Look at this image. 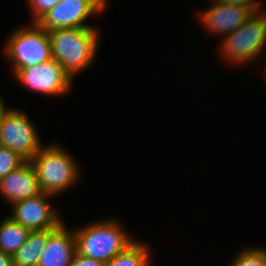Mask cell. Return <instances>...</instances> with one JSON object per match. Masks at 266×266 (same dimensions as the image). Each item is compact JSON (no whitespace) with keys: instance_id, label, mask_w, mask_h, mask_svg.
Wrapping results in <instances>:
<instances>
[{"instance_id":"obj_1","label":"cell","mask_w":266,"mask_h":266,"mask_svg":"<svg viewBox=\"0 0 266 266\" xmlns=\"http://www.w3.org/2000/svg\"><path fill=\"white\" fill-rule=\"evenodd\" d=\"M52 58L73 78L95 62L100 34L96 28H68L48 31Z\"/></svg>"},{"instance_id":"obj_2","label":"cell","mask_w":266,"mask_h":266,"mask_svg":"<svg viewBox=\"0 0 266 266\" xmlns=\"http://www.w3.org/2000/svg\"><path fill=\"white\" fill-rule=\"evenodd\" d=\"M77 254L107 263L124 251L135 239L115 219L75 227Z\"/></svg>"},{"instance_id":"obj_3","label":"cell","mask_w":266,"mask_h":266,"mask_svg":"<svg viewBox=\"0 0 266 266\" xmlns=\"http://www.w3.org/2000/svg\"><path fill=\"white\" fill-rule=\"evenodd\" d=\"M30 162L43 193L56 196L75 185L80 177L78 163L58 144L42 146Z\"/></svg>"},{"instance_id":"obj_4","label":"cell","mask_w":266,"mask_h":266,"mask_svg":"<svg viewBox=\"0 0 266 266\" xmlns=\"http://www.w3.org/2000/svg\"><path fill=\"white\" fill-rule=\"evenodd\" d=\"M220 42V55L230 64L241 66L256 62L266 46V11H254L238 29Z\"/></svg>"},{"instance_id":"obj_5","label":"cell","mask_w":266,"mask_h":266,"mask_svg":"<svg viewBox=\"0 0 266 266\" xmlns=\"http://www.w3.org/2000/svg\"><path fill=\"white\" fill-rule=\"evenodd\" d=\"M16 30V31H15ZM9 36L3 53L11 63L12 73L52 59L51 39L48 31L37 23L19 27Z\"/></svg>"},{"instance_id":"obj_6","label":"cell","mask_w":266,"mask_h":266,"mask_svg":"<svg viewBox=\"0 0 266 266\" xmlns=\"http://www.w3.org/2000/svg\"><path fill=\"white\" fill-rule=\"evenodd\" d=\"M0 146L9 148L25 161H31L43 144L26 112L11 108L0 126Z\"/></svg>"},{"instance_id":"obj_7","label":"cell","mask_w":266,"mask_h":266,"mask_svg":"<svg viewBox=\"0 0 266 266\" xmlns=\"http://www.w3.org/2000/svg\"><path fill=\"white\" fill-rule=\"evenodd\" d=\"M13 76L23 86L47 96L66 95L70 92L73 78L55 60L17 70Z\"/></svg>"},{"instance_id":"obj_8","label":"cell","mask_w":266,"mask_h":266,"mask_svg":"<svg viewBox=\"0 0 266 266\" xmlns=\"http://www.w3.org/2000/svg\"><path fill=\"white\" fill-rule=\"evenodd\" d=\"M54 195L40 193L31 198L14 203L12 214L15 222L27 228L30 232L56 229L64 220L57 209L51 207L48 198Z\"/></svg>"},{"instance_id":"obj_9","label":"cell","mask_w":266,"mask_h":266,"mask_svg":"<svg viewBox=\"0 0 266 266\" xmlns=\"http://www.w3.org/2000/svg\"><path fill=\"white\" fill-rule=\"evenodd\" d=\"M104 12L93 0H61L36 23L46 31L68 28H95L87 18Z\"/></svg>"},{"instance_id":"obj_10","label":"cell","mask_w":266,"mask_h":266,"mask_svg":"<svg viewBox=\"0 0 266 266\" xmlns=\"http://www.w3.org/2000/svg\"><path fill=\"white\" fill-rule=\"evenodd\" d=\"M212 2L210 7L199 12L198 17L207 32L222 36L221 38L233 33L254 11L261 9V7Z\"/></svg>"},{"instance_id":"obj_11","label":"cell","mask_w":266,"mask_h":266,"mask_svg":"<svg viewBox=\"0 0 266 266\" xmlns=\"http://www.w3.org/2000/svg\"><path fill=\"white\" fill-rule=\"evenodd\" d=\"M41 192L35 167L26 161L17 170L0 179V194L8 204L39 195Z\"/></svg>"},{"instance_id":"obj_12","label":"cell","mask_w":266,"mask_h":266,"mask_svg":"<svg viewBox=\"0 0 266 266\" xmlns=\"http://www.w3.org/2000/svg\"><path fill=\"white\" fill-rule=\"evenodd\" d=\"M63 221L49 236L38 266H69L76 251L74 230Z\"/></svg>"},{"instance_id":"obj_13","label":"cell","mask_w":266,"mask_h":266,"mask_svg":"<svg viewBox=\"0 0 266 266\" xmlns=\"http://www.w3.org/2000/svg\"><path fill=\"white\" fill-rule=\"evenodd\" d=\"M54 230L30 232L24 244L12 255L14 266H38L48 236Z\"/></svg>"},{"instance_id":"obj_14","label":"cell","mask_w":266,"mask_h":266,"mask_svg":"<svg viewBox=\"0 0 266 266\" xmlns=\"http://www.w3.org/2000/svg\"><path fill=\"white\" fill-rule=\"evenodd\" d=\"M30 231L10 216L0 221V250L13 255L26 241Z\"/></svg>"},{"instance_id":"obj_15","label":"cell","mask_w":266,"mask_h":266,"mask_svg":"<svg viewBox=\"0 0 266 266\" xmlns=\"http://www.w3.org/2000/svg\"><path fill=\"white\" fill-rule=\"evenodd\" d=\"M139 240H135L124 251L108 261L105 266H150L152 252Z\"/></svg>"},{"instance_id":"obj_16","label":"cell","mask_w":266,"mask_h":266,"mask_svg":"<svg viewBox=\"0 0 266 266\" xmlns=\"http://www.w3.org/2000/svg\"><path fill=\"white\" fill-rule=\"evenodd\" d=\"M231 266H266V248L246 247L238 251Z\"/></svg>"},{"instance_id":"obj_17","label":"cell","mask_w":266,"mask_h":266,"mask_svg":"<svg viewBox=\"0 0 266 266\" xmlns=\"http://www.w3.org/2000/svg\"><path fill=\"white\" fill-rule=\"evenodd\" d=\"M25 162L17 153L0 146V179L17 170Z\"/></svg>"},{"instance_id":"obj_18","label":"cell","mask_w":266,"mask_h":266,"mask_svg":"<svg viewBox=\"0 0 266 266\" xmlns=\"http://www.w3.org/2000/svg\"><path fill=\"white\" fill-rule=\"evenodd\" d=\"M61 0H27L32 12V23H36L45 13Z\"/></svg>"},{"instance_id":"obj_19","label":"cell","mask_w":266,"mask_h":266,"mask_svg":"<svg viewBox=\"0 0 266 266\" xmlns=\"http://www.w3.org/2000/svg\"><path fill=\"white\" fill-rule=\"evenodd\" d=\"M105 264L106 263L102 261L81 256L76 253L69 266H105Z\"/></svg>"},{"instance_id":"obj_20","label":"cell","mask_w":266,"mask_h":266,"mask_svg":"<svg viewBox=\"0 0 266 266\" xmlns=\"http://www.w3.org/2000/svg\"><path fill=\"white\" fill-rule=\"evenodd\" d=\"M218 3L232 4V5H245L248 7H262L261 2L257 0H212Z\"/></svg>"},{"instance_id":"obj_21","label":"cell","mask_w":266,"mask_h":266,"mask_svg":"<svg viewBox=\"0 0 266 266\" xmlns=\"http://www.w3.org/2000/svg\"><path fill=\"white\" fill-rule=\"evenodd\" d=\"M0 266H14L12 255L0 250Z\"/></svg>"},{"instance_id":"obj_22","label":"cell","mask_w":266,"mask_h":266,"mask_svg":"<svg viewBox=\"0 0 266 266\" xmlns=\"http://www.w3.org/2000/svg\"><path fill=\"white\" fill-rule=\"evenodd\" d=\"M11 108H8L5 106V103L3 101V98L0 96V126L3 122V119L6 115V113L10 110Z\"/></svg>"},{"instance_id":"obj_23","label":"cell","mask_w":266,"mask_h":266,"mask_svg":"<svg viewBox=\"0 0 266 266\" xmlns=\"http://www.w3.org/2000/svg\"><path fill=\"white\" fill-rule=\"evenodd\" d=\"M103 11H105L107 7V0H93Z\"/></svg>"},{"instance_id":"obj_24","label":"cell","mask_w":266,"mask_h":266,"mask_svg":"<svg viewBox=\"0 0 266 266\" xmlns=\"http://www.w3.org/2000/svg\"><path fill=\"white\" fill-rule=\"evenodd\" d=\"M265 48H266V46H265ZM264 51H266V50H264ZM264 56H266V55H264ZM266 59V58H265ZM266 61V60H265ZM265 66H266V62H265ZM264 71L266 72V68L264 67ZM265 75H266V73H265Z\"/></svg>"}]
</instances>
